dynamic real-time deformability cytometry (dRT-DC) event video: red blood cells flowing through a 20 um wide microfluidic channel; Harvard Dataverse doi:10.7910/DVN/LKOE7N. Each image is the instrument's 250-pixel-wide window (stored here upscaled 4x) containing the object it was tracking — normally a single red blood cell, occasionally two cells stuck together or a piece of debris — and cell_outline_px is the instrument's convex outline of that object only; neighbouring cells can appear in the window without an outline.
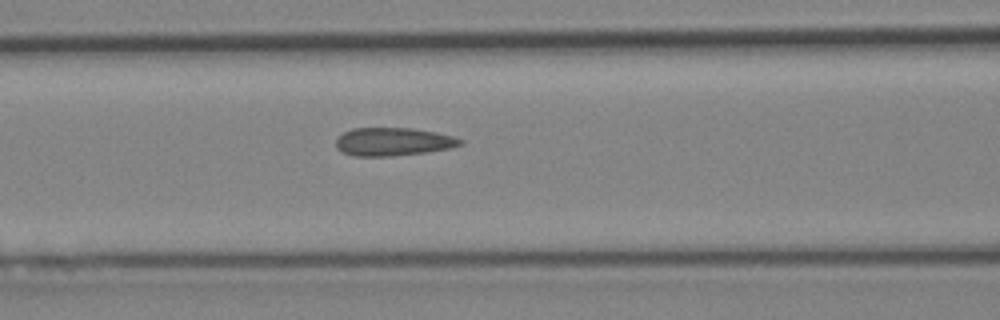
{"species": "Egyptian fruit bat (a non-hibernating species)", "species_latin": "Rousettus aegyptiacus", "temperature_condition": "cold", "stored_images_in_passage": 6, "camera_frame_rate_fps": 3000, "um_per_image_px": 0.085, "animal": {"sex": "female"}, "frame": {"image": 1, "passage_image": 5, "time_ms": 5.667, "image_size_px": [1000, 320], "cell_outline_px": [[464, 144], [448, 148], [424, 152], [388, 156], [356, 156], [344, 152], [336, 148], [336, 140], [344, 132], [352, 128], [412, 128], [436, 132], [452, 136], [464, 140]], "centroid_in_image_um": [33.42, 12.03], "position_along_channel_um": 133.2, "area_um2": 20.17}}